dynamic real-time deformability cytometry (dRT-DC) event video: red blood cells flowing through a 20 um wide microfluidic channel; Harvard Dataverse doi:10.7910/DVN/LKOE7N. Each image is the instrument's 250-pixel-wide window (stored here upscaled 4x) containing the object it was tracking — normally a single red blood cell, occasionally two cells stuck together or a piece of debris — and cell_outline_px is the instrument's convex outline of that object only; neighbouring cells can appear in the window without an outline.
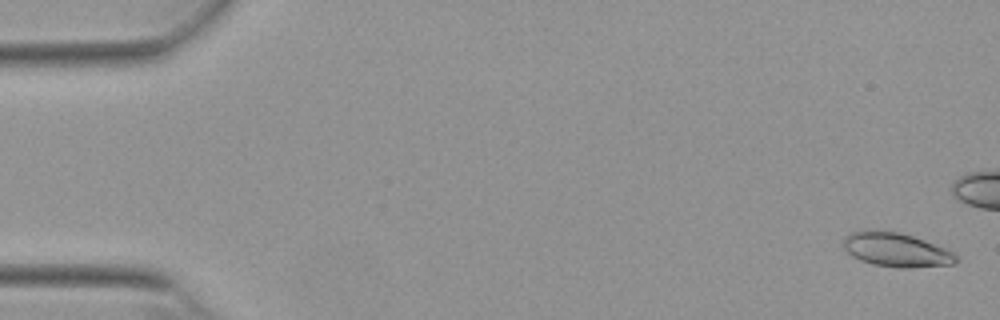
{"species": "Egyptian fruit bat (a non-hibernating species)", "species_latin": "Rousettus aegyptiacus", "temperature_condition": "warm", "stored_images_in_passage": 43, "camera_frame_rate_fps": 3000, "um_per_image_px": 0.085, "animal": {"sex": "female"}, "frame": {"image": 1, "passage_image": 1, "time_ms": 0.0, "image_size_px": [1000, 320], "cell_outline_px": [[960, 260], [952, 264], [908, 268], [900, 268], [872, 264], [860, 260], [852, 256], [844, 248], [844, 240], [852, 232], [864, 228], [896, 232], [912, 236], [944, 248], [952, 252]], "centroid_in_image_um": [76.15, 21.23], "position_along_channel_um": 8.9, "area_um2": 22.2}}
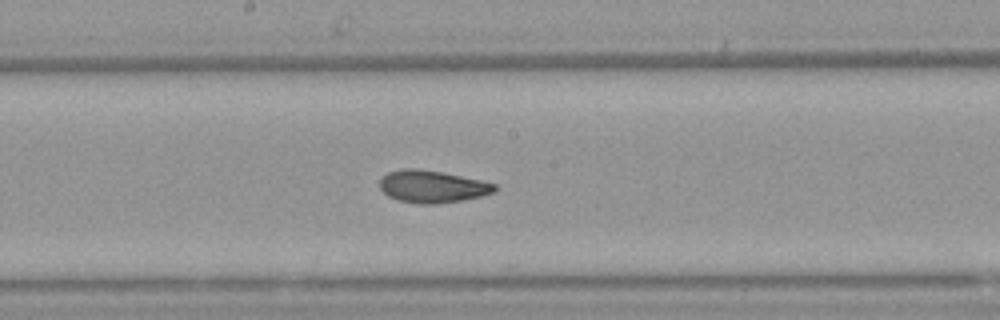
{"frame": {"image": 2, "passage_image": 28, "time_ms": 9.0, "image_size_px": [1000, 320], "cell_outline_px": [[500, 188], [492, 192], [480, 196], [464, 200], [436, 204], [420, 204], [400, 200], [388, 196], [380, 188], [380, 176], [388, 172], [400, 168], [416, 168], [444, 172], [480, 180], [496, 184]], "centroid_in_image_um": [36.73, 15.84], "position_along_channel_um": 211.5, "area_um2": 21.79}}
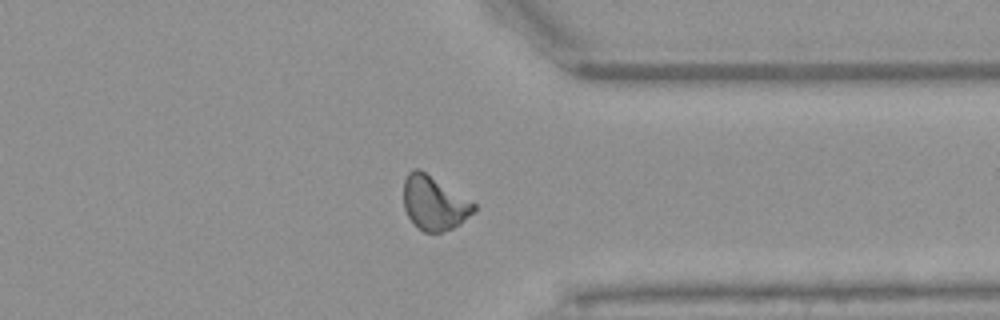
{"frame": {"image": 3, "passage_image": 41, "time_ms": 13.333, "image_size_px": [1000, 320], "cell_outline_px": [[476, 208], [460, 224], [452, 228], [440, 232], [424, 232], [408, 216], [404, 208], [404, 180], [408, 172], [412, 168], [420, 168], [472, 200], [476, 204]], "centroid_in_image_um": [36.91, 17.21], "position_along_channel_um": 374.5, "area_um2": 22.14}}